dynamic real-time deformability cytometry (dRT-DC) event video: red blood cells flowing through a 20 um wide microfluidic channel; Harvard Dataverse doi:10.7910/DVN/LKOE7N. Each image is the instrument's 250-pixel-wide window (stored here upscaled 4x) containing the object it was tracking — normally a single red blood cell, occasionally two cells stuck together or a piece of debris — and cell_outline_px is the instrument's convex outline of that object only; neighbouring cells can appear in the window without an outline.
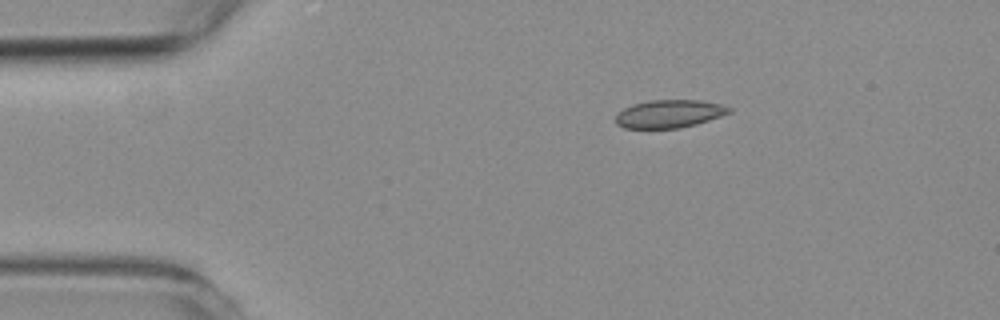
{"species": "common noctule bat (a hibernating species)", "species_latin": "Nyctalus noctula", "temperature_condition": "room temperature", "stored_images_in_passage": 49, "camera_frame_rate_fps": 3000, "um_per_image_px": 0.085, "animal": {"sex": "female", "body_mass_g": 19.3, "forearm_length_mm": 54.1}, "frame": {"image": 1, "passage_image": 1, "time_ms": 0.0, "image_size_px": [1000, 320], "cell_outline_px": [[732, 112], [696, 124], [680, 128], [624, 128], [616, 124], [616, 112], [632, 104], [648, 100], [700, 100], [720, 104], [732, 108]], "centroid_in_image_um": [56.86, 9.67], "position_along_channel_um": 28.1, "area_um2": 18.55}}
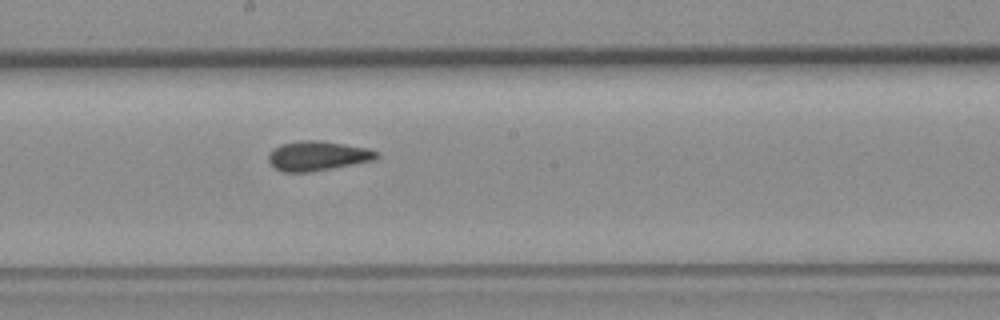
{"frame": {"image": 2, "passage_image": 22, "time_ms": 7.0, "image_size_px": [1000, 320], "cell_outline_px": [[380, 156], [372, 160], [332, 168], [308, 172], [280, 172], [268, 160], [268, 152], [280, 144], [300, 140], [320, 140], [368, 148], [380, 152]], "centroid_in_image_um": [26.98, 13.24], "position_along_channel_um": 221.2, "area_um2": 18.67}}
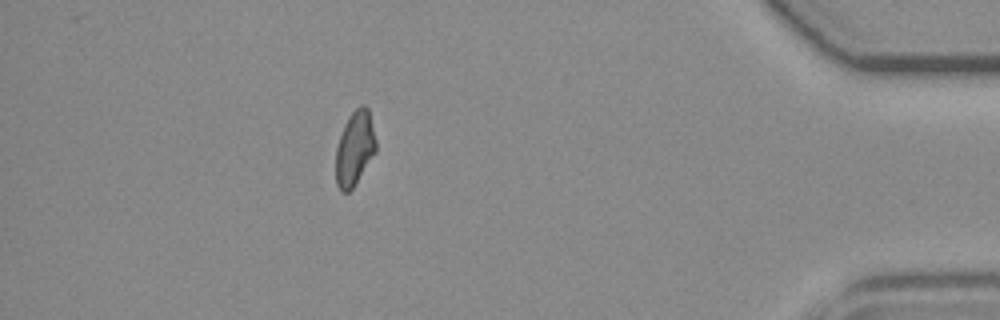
{"frame": {"image": 3, "passage_image": 42, "time_ms": 13.667, "image_size_px": [1000, 320], "cell_outline_px": [[376, 152], [352, 188], [348, 192], [340, 192], [336, 184], [336, 148], [344, 124], [348, 116], [360, 104], [364, 104], [368, 108], [376, 140]], "centroid_in_image_um": [30.14, 12.6], "position_along_channel_um": 405.1, "area_um2": 17.4}, "authors_computed_cell_mechanics": {"area_um2": 18.207, "velocity_mm_per_s": 3.5505, "shape_relaxation_time_tau1_ms": null, "shape_relaxation_time_tau2_ms": 1.2953, "deformation_change_tau1": null, "deformation_change_tau2": 0.0897}}